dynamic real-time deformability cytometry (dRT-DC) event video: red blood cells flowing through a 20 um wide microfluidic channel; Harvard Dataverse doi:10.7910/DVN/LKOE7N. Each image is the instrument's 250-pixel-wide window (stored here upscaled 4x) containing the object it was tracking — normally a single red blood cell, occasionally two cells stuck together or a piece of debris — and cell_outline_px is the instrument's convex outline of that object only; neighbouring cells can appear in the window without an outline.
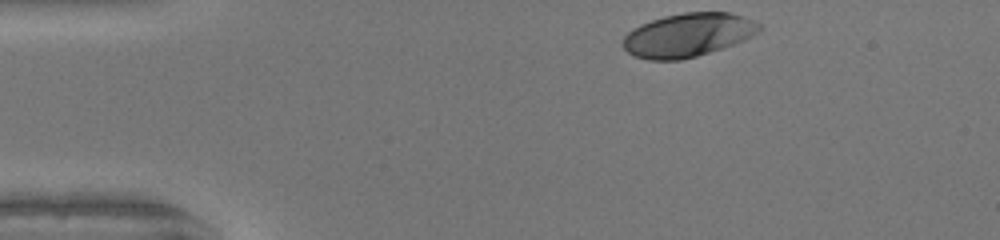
{"species": "human", "species_latin": "Homo sapiens", "temperature_condition": "warm", "stored_images_in_passage": 33, "camera_frame_rate_fps": 3000, "um_per_image_px": 0.085, "donor": {"sex": "female"}, "frame": {"image": 1, "passage_image": 1, "time_ms": 0.0, "image_size_px": [1000, 240], "cell_outline_px": [[764, 28], [760, 32], [744, 40], [696, 56], [680, 60], [648, 60], [636, 56], [628, 52], [624, 48], [624, 36], [632, 28], [640, 24], [664, 16], [684, 12], [732, 12], [752, 20], [760, 24]], "centroid_in_image_um": [58.49, 2.96], "position_along_channel_um": 26.5, "area_um2": 34.51}}
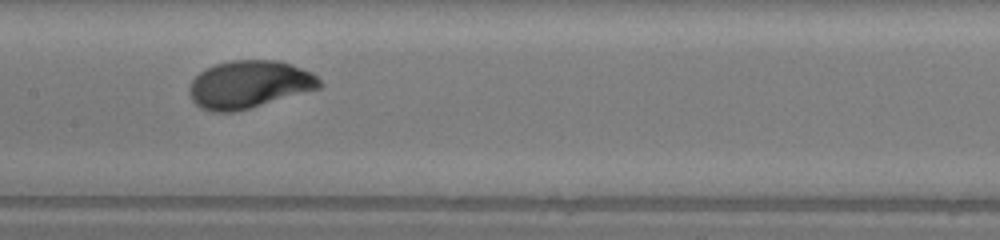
{"frame": {"image": 2, "passage_image": 18, "time_ms": 5.667, "image_size_px": [1000, 240], "cell_outline_px": [[324, 84], [320, 88], [236, 112], [212, 112], [200, 108], [192, 100], [188, 92], [188, 88], [192, 80], [204, 68], [216, 64], [232, 60], [280, 60], [312, 72]], "centroid_in_image_um": [21.16, 7.18], "position_along_channel_um": 186.2, "area_um2": 36.36}}
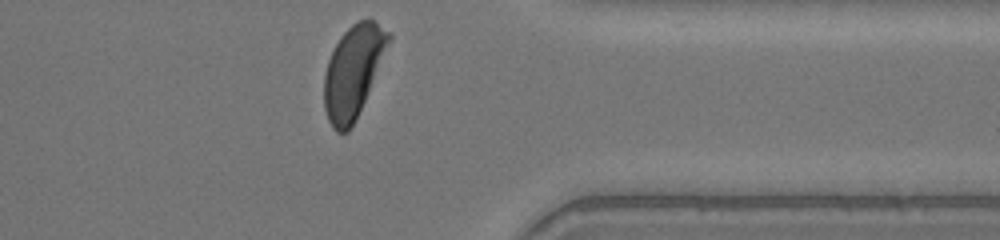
{"frame": {"image": 3, "passage_image": 33, "time_ms": 10.667, "image_size_px": [1000, 240], "cell_outline_px": [[392, 36], [364, 100], [348, 132], [336, 132], [332, 128], [328, 120], [324, 108], [324, 76], [328, 60], [340, 36], [352, 24], [360, 20], [372, 20], [392, 32]], "centroid_in_image_um": [30.0, 6.06], "position_along_channel_um": 381.4, "area_um2": 33.76}, "authors_computed_cell_mechanics": {"area_um2": 35.7204, "velocity_mm_per_s": 4.0915, "shape_relaxation_time_tau1_ms": 2.0689, "shape_relaxation_time_tau2_ms": null, "deformation_change_tau1": 0.1712, "deformation_change_tau2": null}}